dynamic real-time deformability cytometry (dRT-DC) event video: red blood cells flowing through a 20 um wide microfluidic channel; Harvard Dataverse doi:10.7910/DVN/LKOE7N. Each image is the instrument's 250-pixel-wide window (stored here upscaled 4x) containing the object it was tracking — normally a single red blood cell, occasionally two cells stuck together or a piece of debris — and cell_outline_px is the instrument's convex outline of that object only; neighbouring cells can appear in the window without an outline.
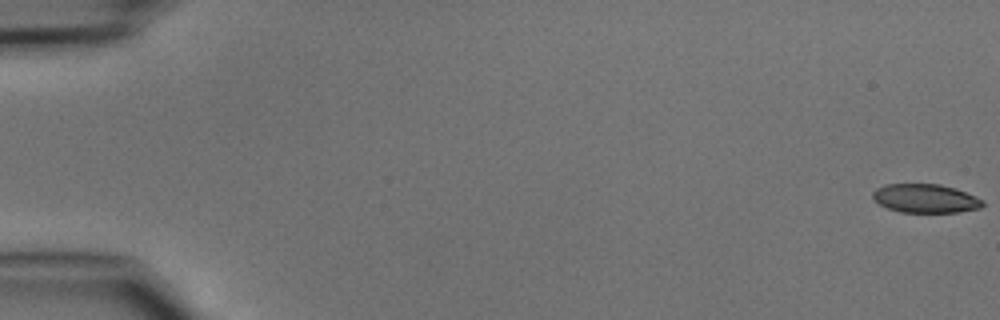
{"species": "common noctule bat (a hibernating species)", "species_latin": "Nyctalus noctula", "temperature_condition": "cold", "stored_images_in_passage": 48, "camera_frame_rate_fps": 3000, "um_per_image_px": 0.085, "animal": {"sex": "male", "body_mass_g": 15.6}, "frame": {"image": 1, "passage_image": 1, "time_ms": 0.0, "image_size_px": [1000, 320], "cell_outline_px": [[984, 204], [980, 208], [960, 212], [900, 212], [888, 208], [872, 200], [872, 192], [876, 188], [884, 184], [940, 184], [956, 188], [976, 196], [984, 200]], "centroid_in_image_um": [78.66, 16.86], "position_along_channel_um": 6.3, "area_um2": 18.61}}
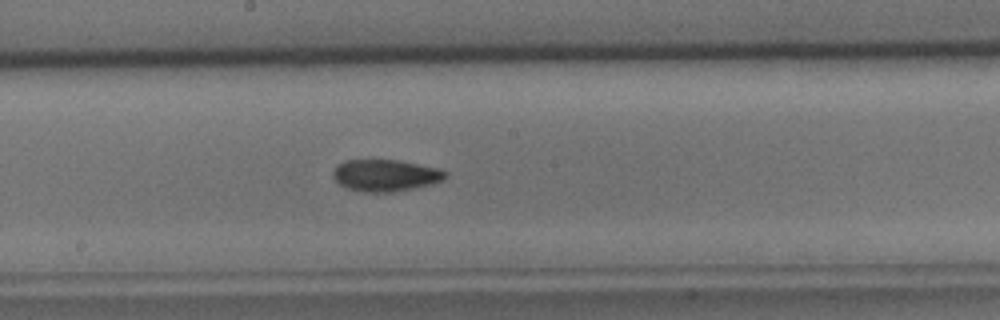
{"frame": {"image": 2, "passage_image": 27, "time_ms": 8.667, "image_size_px": [1000, 320], "cell_outline_px": [[448, 176], [444, 180], [432, 184], [392, 192], [364, 192], [348, 188], [340, 184], [332, 176], [332, 172], [336, 164], [344, 160], [400, 160], [440, 168], [448, 172]], "centroid_in_image_um": [32.79, 14.89], "position_along_channel_um": 215.4, "area_um2": 21.04}}
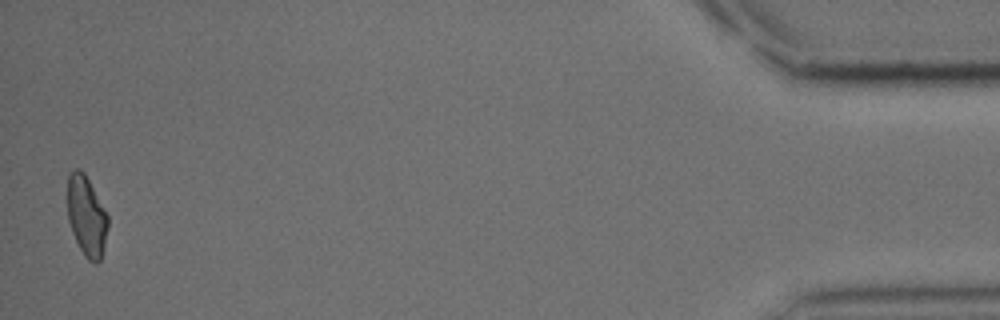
{"frame": {"image": 3, "passage_image": 48, "time_ms": 15.667, "image_size_px": [1000, 320], "cell_outline_px": [[108, 228], [104, 248], [100, 260], [96, 264], [88, 260], [84, 256], [72, 232], [68, 220], [68, 172], [76, 168], [80, 168], [84, 172], [108, 216]], "centroid_in_image_um": [7.35, 18.37], "position_along_channel_um": 427.8, "area_um2": 18.84}}